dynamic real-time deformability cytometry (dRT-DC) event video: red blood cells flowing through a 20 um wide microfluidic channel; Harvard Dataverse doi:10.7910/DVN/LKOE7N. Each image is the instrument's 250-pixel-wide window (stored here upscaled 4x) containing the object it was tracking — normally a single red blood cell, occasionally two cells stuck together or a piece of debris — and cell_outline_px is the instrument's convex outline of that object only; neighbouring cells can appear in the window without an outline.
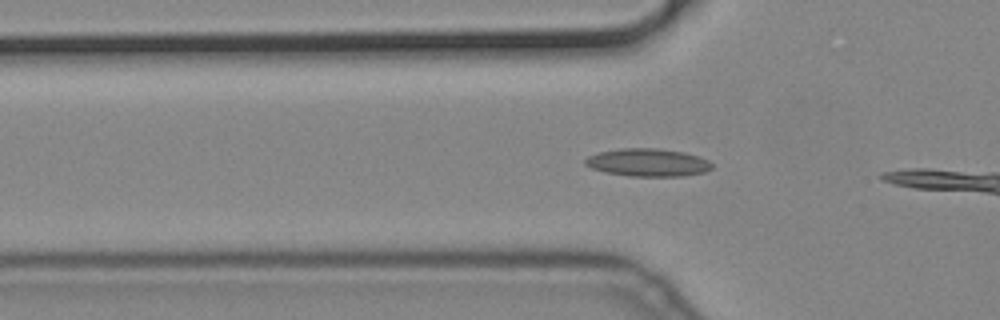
{"species": "common noctule bat (a hibernating species)", "species_latin": "Nyctalus noctula", "temperature_condition": "cold", "stored_images_in_passage": 5, "camera_frame_rate_fps": 3000, "um_per_image_px": 0.085, "animal": {"sex": "male", "body_mass_g": 19.2, "forearm_length_mm": 51.8}, "frame": {"image": 1, "passage_image": 2, "time_ms": 0.333, "image_size_px": [1000, 320], "cell_outline_px": [[712, 168], [704, 172], [684, 176], [628, 176], [604, 172], [592, 168], [584, 164], [584, 160], [588, 156], [600, 152], [620, 148], [656, 148], [684, 152], [700, 156], [708, 160], [712, 164]], "centroid_in_image_um": [55.07, 13.81], "position_along_channel_um": 70.7, "area_um2": 20.63}}